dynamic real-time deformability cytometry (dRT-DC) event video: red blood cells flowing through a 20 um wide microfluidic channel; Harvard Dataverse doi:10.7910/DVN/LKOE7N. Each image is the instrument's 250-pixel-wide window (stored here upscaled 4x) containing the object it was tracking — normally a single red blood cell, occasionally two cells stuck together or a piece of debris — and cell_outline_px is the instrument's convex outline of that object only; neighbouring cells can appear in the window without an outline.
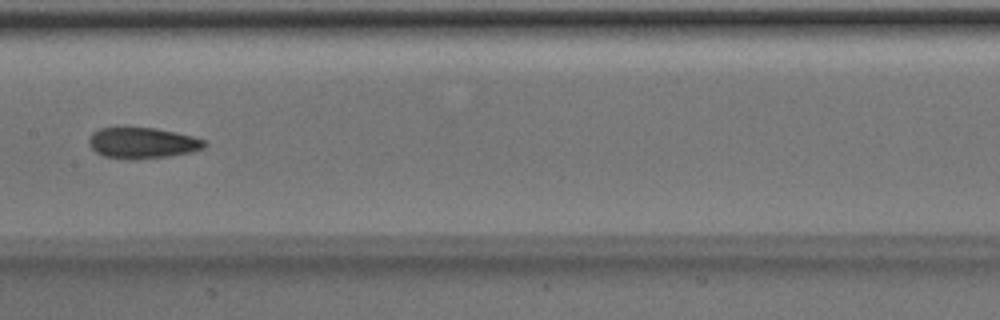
{"species": "Egyptian fruit bat (a non-hibernating species)", "species_latin": "Rousettus aegyptiacus", "temperature_condition": "room temperature", "stored_images_in_passage": 8, "camera_frame_rate_fps": 3000, "um_per_image_px": 0.085, "animal": {"sex": "male"}, "frame": {"image": 1, "passage_image": 8, "time_ms": 2.333, "image_size_px": [1000, 320], "cell_outline_px": [[208, 144], [204, 148], [192, 152], [168, 156], [132, 160], [124, 160], [104, 156], [96, 152], [88, 144], [88, 136], [92, 132], [100, 128], [120, 124], [156, 128], [176, 132], [192, 136], [204, 140]], "centroid_in_image_um": [12.03, 12.11], "position_along_channel_um": 195.4, "area_um2": 21.85}}